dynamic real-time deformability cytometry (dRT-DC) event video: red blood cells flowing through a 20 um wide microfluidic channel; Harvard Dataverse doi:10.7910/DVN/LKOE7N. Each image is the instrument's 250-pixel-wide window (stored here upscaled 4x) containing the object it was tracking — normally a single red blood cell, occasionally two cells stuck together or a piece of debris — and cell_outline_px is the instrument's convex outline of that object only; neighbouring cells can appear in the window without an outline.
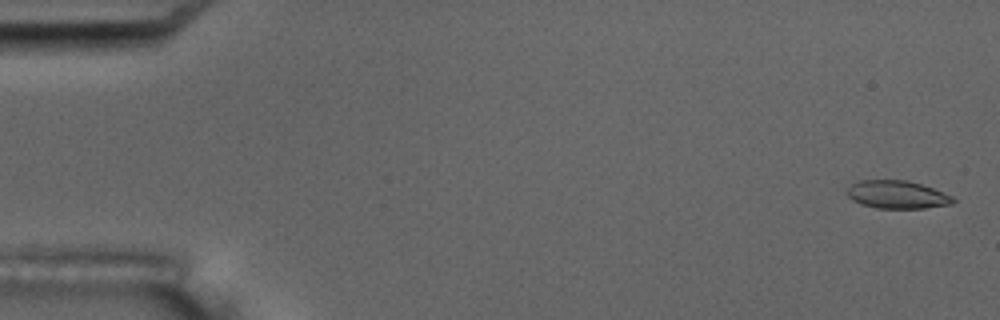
{"species": "common noctule bat (a hibernating species)", "species_latin": "Nyctalus noctula", "temperature_condition": "room temperature", "stored_images_in_passage": 5, "camera_frame_rate_fps": 3000, "um_per_image_px": 0.085, "animal": {"sex": "male", "body_mass_g": 17.5, "forearm_length_mm": 52.3}, "frame": {"image": 1, "passage_image": 1, "time_ms": 0.0, "image_size_px": [1000, 320], "cell_outline_px": [[956, 200], [952, 204], [924, 208], [876, 208], [860, 204], [852, 200], [844, 192], [856, 180], [908, 180], [932, 188], [952, 196]], "centroid_in_image_um": [76.21, 16.54], "position_along_channel_um": 8.8, "area_um2": 17.34}}
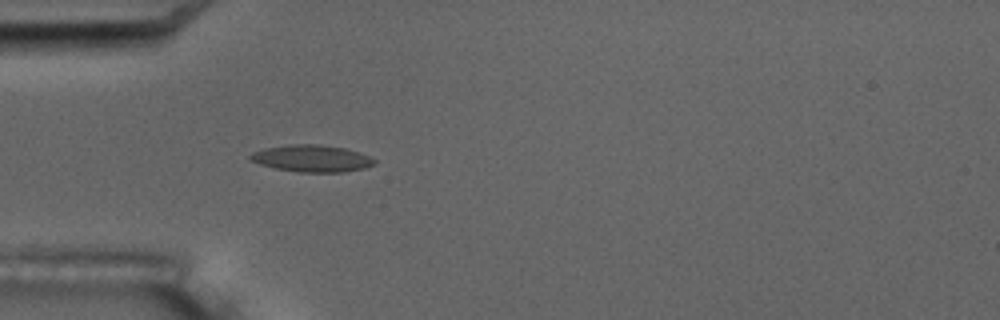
{"frame": {"image": 2, "passage_image": 5, "time_ms": 5.333, "image_size_px": [1000, 320], "cell_outline_px": [[376, 164], [364, 168], [344, 172], [300, 172], [276, 168], [260, 164], [252, 160], [248, 156], [252, 152], [264, 148], [288, 144], [316, 144], [344, 148], [368, 156], [376, 160]], "centroid_in_image_um": [26.49, 13.46], "position_along_channel_um": 58.5, "area_um2": 19.31}}